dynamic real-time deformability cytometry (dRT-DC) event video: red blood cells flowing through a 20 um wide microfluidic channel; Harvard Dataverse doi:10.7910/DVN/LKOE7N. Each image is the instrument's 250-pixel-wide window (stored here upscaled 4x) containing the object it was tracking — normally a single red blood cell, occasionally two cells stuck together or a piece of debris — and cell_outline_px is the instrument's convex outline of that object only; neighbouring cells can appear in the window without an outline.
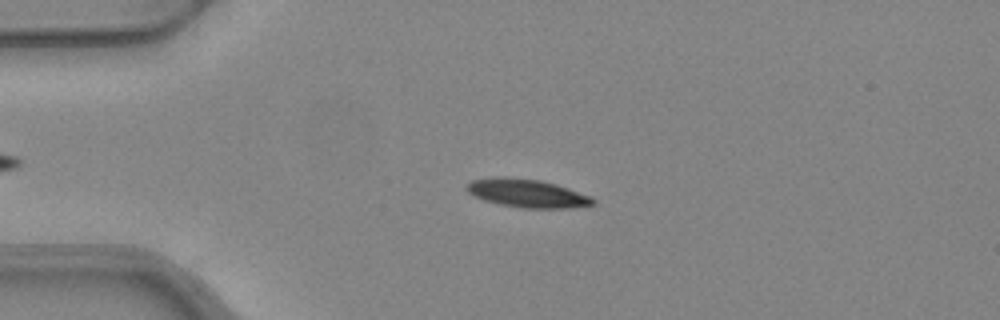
{"species": "common noctule bat (a hibernating species)", "species_latin": "Nyctalus noctula", "temperature_condition": "warm", "stored_images_in_passage": 42, "camera_frame_rate_fps": 3000, "um_per_image_px": 0.085, "animal": {"sex": "female", "body_mass_g": 24.6, "forearm_length_mm": 56.2}, "frame": {"image": 1, "passage_image": 12, "time_ms": 3.667, "image_size_px": [1000, 320], "cell_outline_px": [[596, 204], [568, 208], [524, 208], [500, 204], [484, 200], [468, 192], [464, 188], [472, 180], [496, 176], [504, 176], [540, 180], [556, 184], [592, 196], [596, 200]], "centroid_in_image_um": [44.83, 16.42], "position_along_channel_um": 40.2, "area_um2": 20.87}}
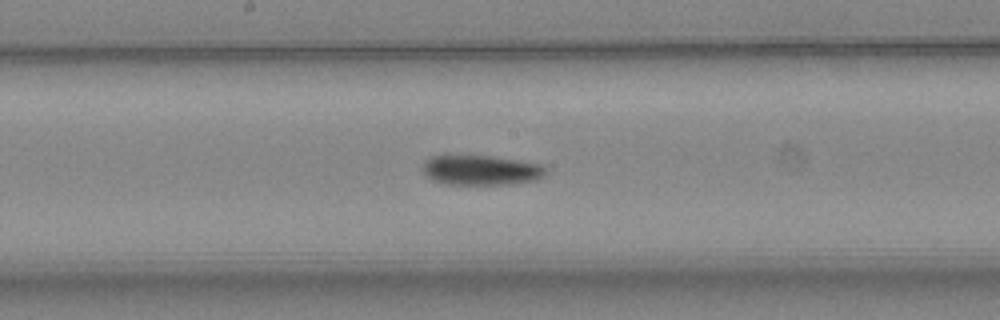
{"frame": {"image": 2, "passage_image": 27, "time_ms": 8.667, "image_size_px": [1000, 320], "cell_outline_px": [[544, 176], [536, 180], [512, 184], [444, 184], [432, 180], [420, 168], [424, 160], [432, 156], [492, 156], [540, 164], [544, 168]], "centroid_in_image_um": [40.83, 14.47], "position_along_channel_um": 207.4, "area_um2": 21.33}}
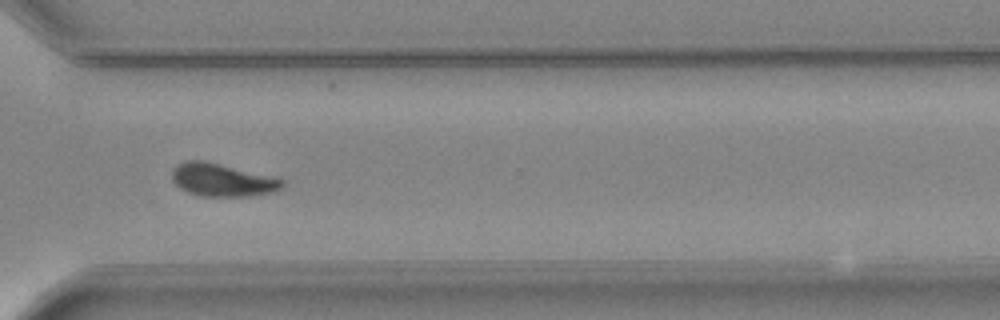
{"frame": {"image": 3, "passage_image": 38, "time_ms": 12.333, "image_size_px": [1000, 320], "cell_outline_px": [[284, 188], [276, 192], [248, 196], [200, 196], [188, 192], [180, 188], [172, 180], [172, 168], [176, 164], [184, 160], [200, 160], [276, 176], [284, 180]], "centroid_in_image_um": [18.93, 15.29], "position_along_channel_um": 351.7, "area_um2": 21.44}, "authors_computed_cell_mechanics": {"area_um2": 21.2993, "velocity_mm_per_s": 3.9467, "shape_relaxation_time_tau1_ms": 4.3583, "shape_relaxation_time_tau2_ms": 4.8822, "deformation_change_tau1": 0.1634, "deformation_change_tau2": 0.101}}